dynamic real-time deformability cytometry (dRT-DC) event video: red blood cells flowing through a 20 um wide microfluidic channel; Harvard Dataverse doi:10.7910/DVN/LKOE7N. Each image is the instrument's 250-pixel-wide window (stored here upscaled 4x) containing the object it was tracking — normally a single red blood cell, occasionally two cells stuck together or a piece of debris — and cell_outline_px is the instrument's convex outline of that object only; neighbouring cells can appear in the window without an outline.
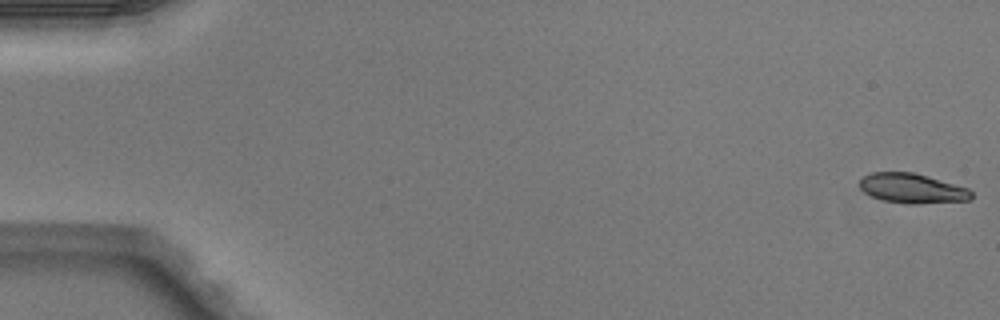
{"species": "Egyptian fruit bat (a non-hibernating species)", "species_latin": "Rousettus aegyptiacus", "temperature_condition": "warm", "stored_images_in_passage": 6, "segment_of_instrument_passage": [1, 2], "camera_frame_rate_fps": 3000, "um_per_image_px": 0.085, "animal": {"sex": "male"}, "frame": {"image": 1, "passage_image": 1, "time_ms": 0.0, "image_size_px": [1000, 320], "cell_outline_px": [[972, 196], [968, 200], [916, 204], [904, 204], [884, 200], [872, 196], [864, 192], [860, 188], [860, 176], [868, 172], [912, 172], [928, 176], [968, 188], [972, 192]], "centroid_in_image_um": [77.48, 16.0], "position_along_channel_um": 7.5, "area_um2": 19.42}}
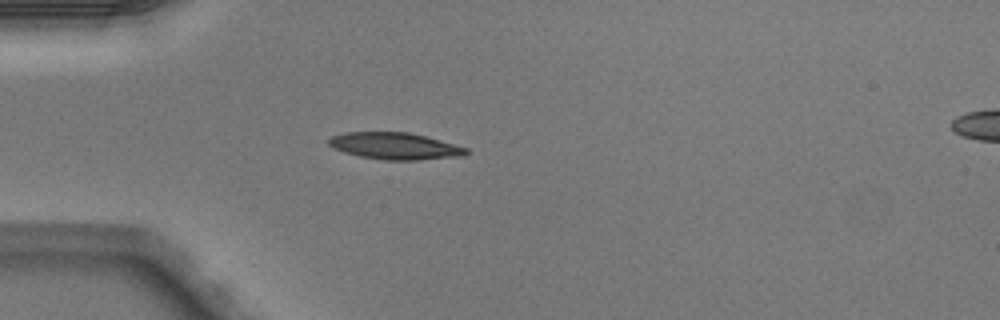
{"frame": {"image": 2, "passage_image": 5, "time_ms": 1.333, "image_size_px": [1000, 320], "cell_outline_px": [[468, 152], [464, 156], [416, 160], [384, 160], [360, 156], [344, 152], [332, 148], [328, 144], [328, 140], [332, 136], [344, 132], [408, 132], [424, 136], [468, 148]], "centroid_in_image_um": [33.54, 12.41], "position_along_channel_um": 51.5, "area_um2": 21.39}}